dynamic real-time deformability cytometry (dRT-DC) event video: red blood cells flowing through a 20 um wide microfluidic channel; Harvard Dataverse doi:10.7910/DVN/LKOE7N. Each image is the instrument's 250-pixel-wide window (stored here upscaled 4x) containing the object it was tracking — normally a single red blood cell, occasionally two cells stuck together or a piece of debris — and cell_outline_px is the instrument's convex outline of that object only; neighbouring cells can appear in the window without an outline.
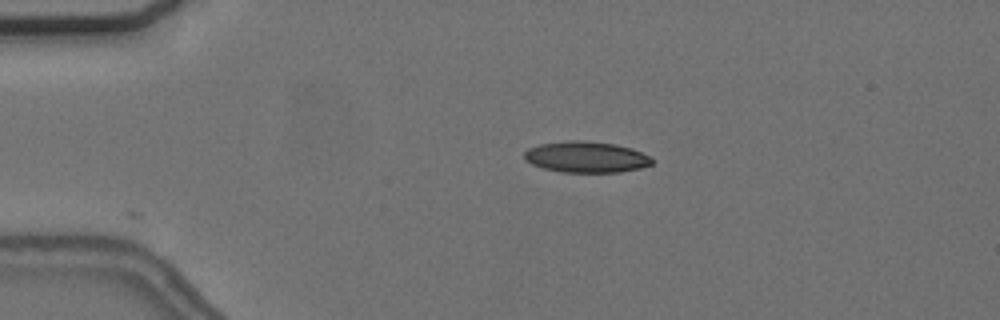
{"species": "common noctule bat (a hibernating species)", "species_latin": "Nyctalus noctula", "temperature_condition": "cold", "stored_images_in_passage": 3, "camera_frame_rate_fps": 3000, "um_per_image_px": 0.085, "animal": {"sex": "female", "body_mass_g": 24.6, "forearm_length_mm": 56.2}, "frame": {"image": 1, "passage_image": 1, "time_ms": 0.0, "image_size_px": [1000, 320], "cell_outline_px": [[652, 164], [640, 168], [620, 172], [560, 172], [544, 168], [532, 164], [524, 160], [524, 152], [528, 148], [540, 144], [568, 140], [584, 140], [616, 144], [632, 148], [648, 156], [652, 160]], "centroid_in_image_um": [49.79, 13.34], "position_along_channel_um": 35.2, "area_um2": 23.18}}